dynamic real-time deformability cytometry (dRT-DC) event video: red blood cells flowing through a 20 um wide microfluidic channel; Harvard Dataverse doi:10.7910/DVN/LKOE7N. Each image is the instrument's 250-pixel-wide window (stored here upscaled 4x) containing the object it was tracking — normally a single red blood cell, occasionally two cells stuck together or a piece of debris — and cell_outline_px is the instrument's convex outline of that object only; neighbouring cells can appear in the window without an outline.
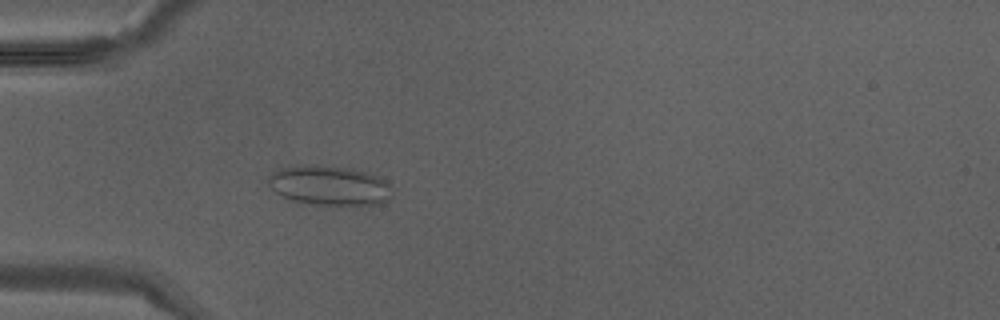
{"species": "Egyptian fruit bat (a non-hibernating species)", "species_latin": "Rousettus aegyptiacus", "temperature_condition": "warm", "stored_images_in_passage": 39, "camera_frame_rate_fps": 3000, "um_per_image_px": 0.085, "animal": {"sex": "male"}, "frame": {"image": 1, "passage_image": 12, "time_ms": 3.667, "image_size_px": [1000, 320], "cell_outline_px": [[392, 196], [384, 204], [312, 204], [292, 200], [276, 192], [268, 184], [268, 180], [276, 172], [284, 168], [352, 168], [380, 176], [388, 184]], "centroid_in_image_um": [28.1, 15.82], "position_along_channel_um": 56.9, "area_um2": 27.17}}
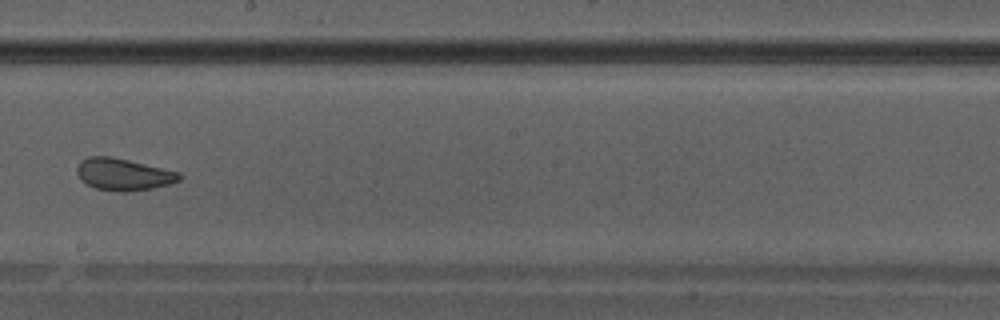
{"frame": {"image": 2, "passage_image": 23, "time_ms": 7.333, "image_size_px": [1000, 320], "cell_outline_px": [[180, 180], [168, 184], [152, 188], [124, 192], [120, 192], [96, 188], [80, 180], [76, 172], [76, 168], [80, 160], [88, 156], [112, 156], [180, 172]], "centroid_in_image_um": [10.44, 14.81], "position_along_channel_um": 237.8, "area_um2": 19.07}}